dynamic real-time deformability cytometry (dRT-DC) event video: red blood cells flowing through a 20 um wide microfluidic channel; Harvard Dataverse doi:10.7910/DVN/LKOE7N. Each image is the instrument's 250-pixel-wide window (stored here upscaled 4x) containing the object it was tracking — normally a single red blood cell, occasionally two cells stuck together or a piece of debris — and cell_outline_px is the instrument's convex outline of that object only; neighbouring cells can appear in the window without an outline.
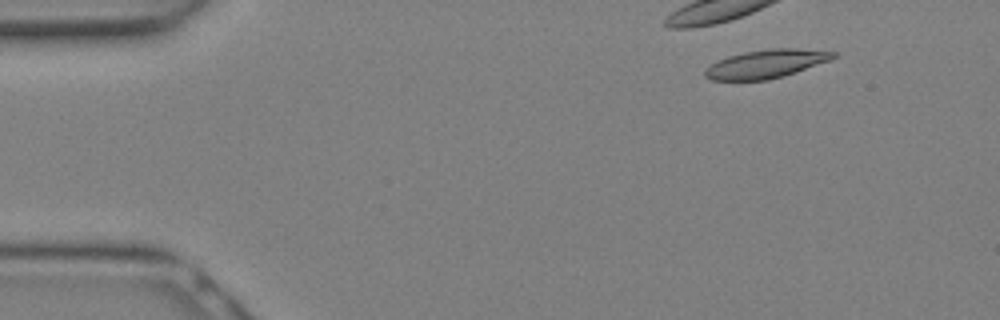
{"species": "Egyptian fruit bat (a non-hibernating species)", "species_latin": "Rousettus aegyptiacus", "temperature_condition": "warm", "stored_images_in_passage": 9, "camera_frame_rate_fps": 3000, "um_per_image_px": 0.085, "animal": {"sex": "female"}, "frame": {"image": 1, "passage_image": 4, "time_ms": 1.0, "image_size_px": [1000, 320], "cell_outline_px": [[836, 56], [832, 60], [784, 76], [768, 80], [712, 80], [704, 76], [704, 68], [716, 60], [728, 56], [744, 52], [768, 48], [796, 48], [836, 52]], "centroid_in_image_um": [65.09, 5.43], "position_along_channel_um": 19.9, "area_um2": 21.5}}